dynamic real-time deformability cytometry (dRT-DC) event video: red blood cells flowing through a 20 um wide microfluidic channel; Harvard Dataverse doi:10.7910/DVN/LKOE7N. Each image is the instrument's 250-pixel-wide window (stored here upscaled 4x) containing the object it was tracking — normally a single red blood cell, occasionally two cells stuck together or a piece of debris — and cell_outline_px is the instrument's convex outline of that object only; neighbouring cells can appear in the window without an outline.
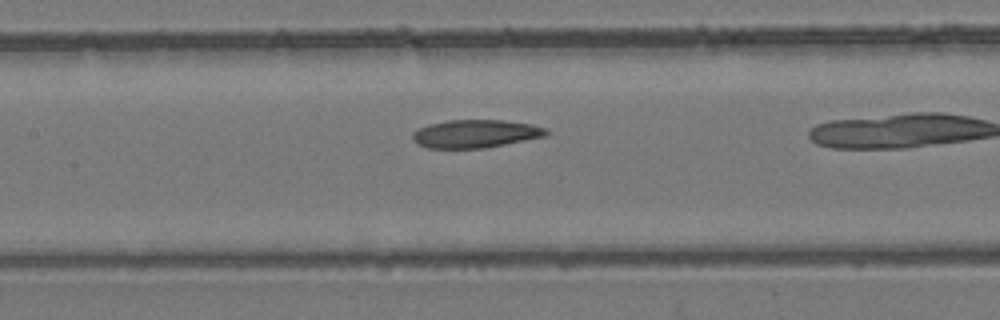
{"species": "common noctule bat (a hibernating species)", "species_latin": "Nyctalus noctula", "temperature_condition": "room temperature", "stored_images_in_passage": 28, "camera_frame_rate_fps": 3000, "um_per_image_px": 0.085, "animal": {"sex": "female", "body_mass_g": 24.6, "forearm_length_mm": 56.2}, "frame": {"image": 1, "passage_image": 13, "time_ms": 4.0, "image_size_px": [1000, 320], "cell_outline_px": [[548, 132], [544, 136], [484, 148], [428, 148], [416, 144], [412, 140], [412, 132], [428, 124], [448, 120], [500, 120], [532, 124], [544, 128]], "centroid_in_image_um": [40.34, 11.37], "position_along_channel_um": 167.1, "area_um2": 21.68}}
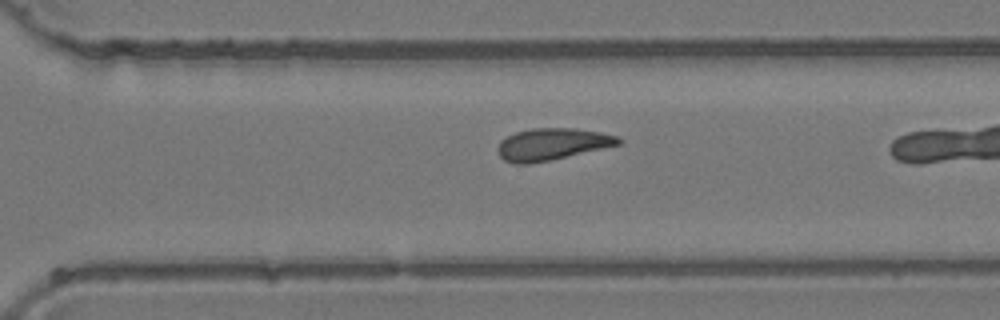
{"frame": {"image": 2, "passage_image": 24, "time_ms": 7.667, "image_size_px": [1000, 320], "cell_outline_px": [[620, 144], [552, 160], [528, 164], [516, 164], [504, 160], [500, 156], [500, 140], [516, 132], [532, 128], [572, 128], [600, 132], [616, 136], [620, 140]], "centroid_in_image_um": [46.91, 12.26], "position_along_channel_um": 323.7, "area_um2": 22.08}}